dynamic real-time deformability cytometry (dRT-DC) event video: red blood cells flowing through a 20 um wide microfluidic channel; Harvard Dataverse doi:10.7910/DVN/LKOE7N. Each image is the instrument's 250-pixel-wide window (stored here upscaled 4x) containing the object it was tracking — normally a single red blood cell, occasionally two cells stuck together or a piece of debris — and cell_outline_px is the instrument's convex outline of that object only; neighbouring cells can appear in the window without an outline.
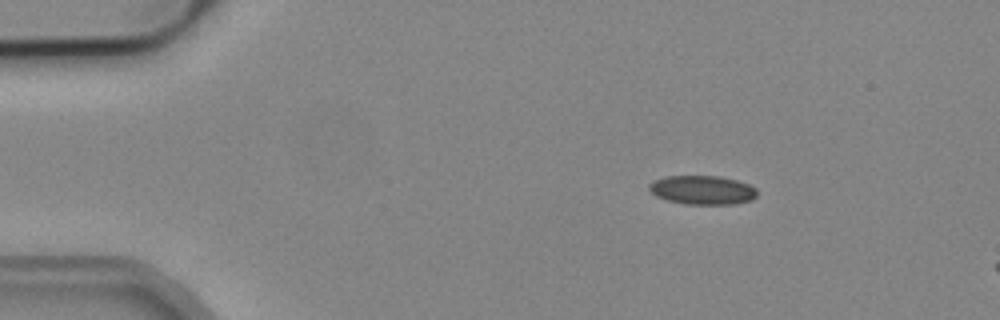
{"species": "common noctule bat (a hibernating species)", "species_latin": "Nyctalus noctula", "temperature_condition": "cold", "stored_images_in_passage": 3, "camera_frame_rate_fps": 3000, "um_per_image_px": 0.085, "animal": {"sex": "male", "body_mass_g": 19.2, "forearm_length_mm": 51.8}, "frame": {"image": 1, "passage_image": 1, "time_ms": 0.0, "image_size_px": [1000, 320], "cell_outline_px": [[756, 196], [752, 200], [732, 204], [684, 204], [668, 200], [656, 196], [648, 188], [648, 184], [664, 176], [720, 176], [736, 180], [748, 184], [756, 188]], "centroid_in_image_um": [59.7, 16.15], "position_along_channel_um": 25.3, "area_um2": 18.15}}